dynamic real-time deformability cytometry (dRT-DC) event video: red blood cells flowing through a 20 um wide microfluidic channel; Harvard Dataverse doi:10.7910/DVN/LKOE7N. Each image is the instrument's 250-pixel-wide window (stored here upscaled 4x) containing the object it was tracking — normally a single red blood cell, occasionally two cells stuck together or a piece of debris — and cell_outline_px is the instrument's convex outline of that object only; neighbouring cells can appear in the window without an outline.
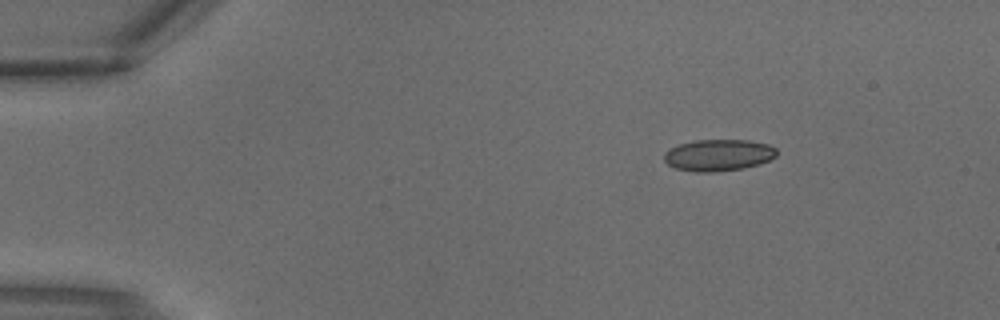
{"species": "common noctule bat (a hibernating species)", "species_latin": "Nyctalus noctula", "temperature_condition": "warm", "stored_images_in_passage": 2, "camera_frame_rate_fps": 3000, "um_per_image_px": 0.085, "animal": {"sex": "male", "body_mass_g": 18.8}, "frame": {"image": 1, "passage_image": 1, "time_ms": 0.0, "image_size_px": [1000, 320], "cell_outline_px": [[776, 156], [760, 164], [744, 168], [712, 172], [696, 172], [676, 168], [668, 164], [664, 160], [664, 152], [680, 144], [696, 140], [748, 140], [768, 144], [776, 148]], "centroid_in_image_um": [61.08, 13.18], "position_along_channel_um": 23.9, "area_um2": 20.63}}